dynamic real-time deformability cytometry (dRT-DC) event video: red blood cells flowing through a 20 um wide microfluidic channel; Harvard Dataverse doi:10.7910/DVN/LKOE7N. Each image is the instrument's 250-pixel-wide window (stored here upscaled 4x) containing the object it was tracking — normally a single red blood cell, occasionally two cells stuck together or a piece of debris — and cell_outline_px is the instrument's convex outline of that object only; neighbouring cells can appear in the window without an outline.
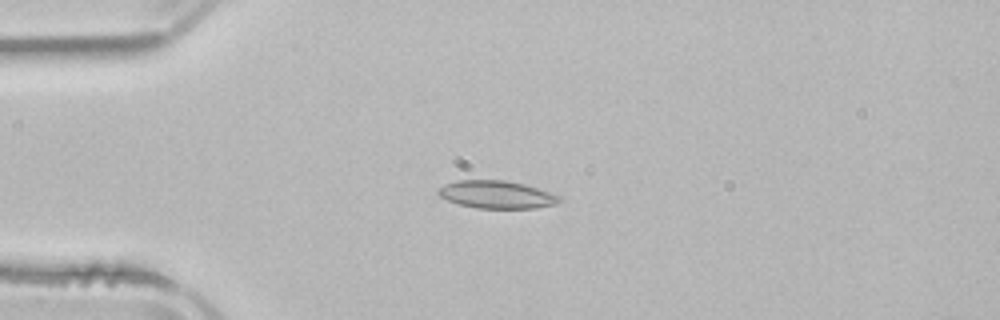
{"species": "common noctule bat (a hibernating species)", "species_latin": "Nyctalus noctula", "temperature_condition": "room temperature", "stored_images_in_passage": 4, "camera_frame_rate_fps": 3000, "um_per_image_px": 0.085, "animal": {"sex": "male", "body_mass_g": 21.5, "forearm_length_mm": 52.0}, "frame": {"image": 1, "passage_image": 3, "time_ms": 3.0, "image_size_px": [1000, 320], "cell_outline_px": [[560, 200], [556, 204], [536, 208], [476, 208], [460, 204], [448, 200], [440, 196], [436, 192], [444, 184], [456, 180], [504, 180], [524, 184], [560, 196]], "centroid_in_image_um": [42.19, 16.53], "position_along_channel_um": 42.8, "area_um2": 19.36}}